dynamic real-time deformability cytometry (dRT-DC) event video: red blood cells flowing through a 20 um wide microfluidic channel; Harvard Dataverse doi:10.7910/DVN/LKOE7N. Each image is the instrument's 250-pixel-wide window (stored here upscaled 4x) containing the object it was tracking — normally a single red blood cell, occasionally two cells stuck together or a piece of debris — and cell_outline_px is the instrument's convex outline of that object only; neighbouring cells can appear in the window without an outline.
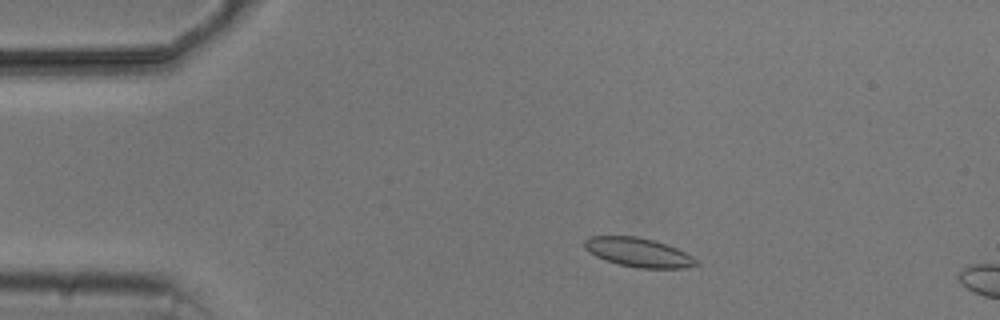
{"species": "common noctule bat (a hibernating species)", "species_latin": "Nyctalus noctula", "temperature_condition": "cold", "stored_images_in_passage": 4, "camera_frame_rate_fps": 3000, "um_per_image_px": 0.085, "animal": {"sex": "male", "body_mass_g": 20.5, "forearm_length_mm": 52.5}, "frame": {"image": 1, "passage_image": 2, "time_ms": 1.333, "image_size_px": [1000, 320], "cell_outline_px": [[700, 264], [684, 268], [640, 268], [620, 264], [604, 260], [588, 252], [584, 248], [584, 240], [588, 236], [636, 236], [652, 240], [676, 248], [692, 256]], "centroid_in_image_um": [54.22, 21.45], "position_along_channel_um": 30.8, "area_um2": 18.79}}